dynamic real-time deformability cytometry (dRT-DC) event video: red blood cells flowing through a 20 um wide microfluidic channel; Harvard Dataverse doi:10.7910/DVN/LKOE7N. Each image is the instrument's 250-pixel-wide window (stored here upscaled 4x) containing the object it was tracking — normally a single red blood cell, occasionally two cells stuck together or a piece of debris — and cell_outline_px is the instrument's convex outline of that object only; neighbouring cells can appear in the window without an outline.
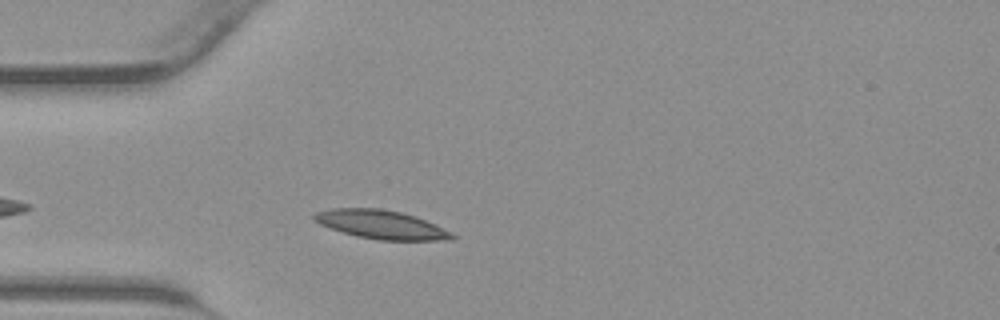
{"species": "common noctule bat (a hibernating species)", "species_latin": "Nyctalus noctula", "temperature_condition": "warm", "stored_images_in_passage": 33, "camera_frame_rate_fps": 3000, "um_per_image_px": 0.085, "animal": {"sex": "male", "body_mass_g": 23.1, "forearm_length_mm": 52.7}, "frame": {"image": 1, "passage_image": 4, "time_ms": 1.0, "image_size_px": [1000, 320], "cell_outline_px": [[456, 240], [380, 240], [356, 236], [320, 224], [312, 220], [312, 216], [316, 212], [332, 208], [380, 208], [400, 212], [416, 216], [436, 224], [452, 232], [456, 236]], "centroid_in_image_um": [32.44, 19.08], "position_along_channel_um": 52.6, "area_um2": 23.12}}
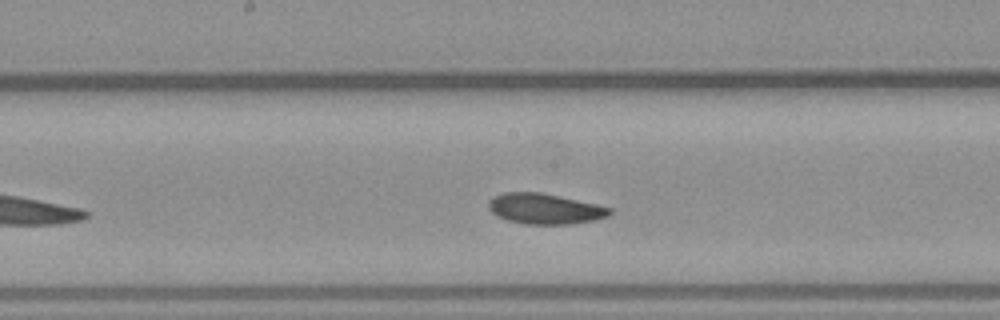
{"frame": {"image": 2, "passage_image": 14, "time_ms": 4.333, "image_size_px": [1000, 320], "cell_outline_px": [[612, 212], [608, 216], [592, 220], [568, 224], [524, 224], [508, 220], [492, 212], [488, 208], [488, 200], [504, 192], [540, 192], [560, 196], [596, 204], [612, 208]], "centroid_in_image_um": [46.31, 17.74], "position_along_channel_um": 201.9, "area_um2": 21.33}}
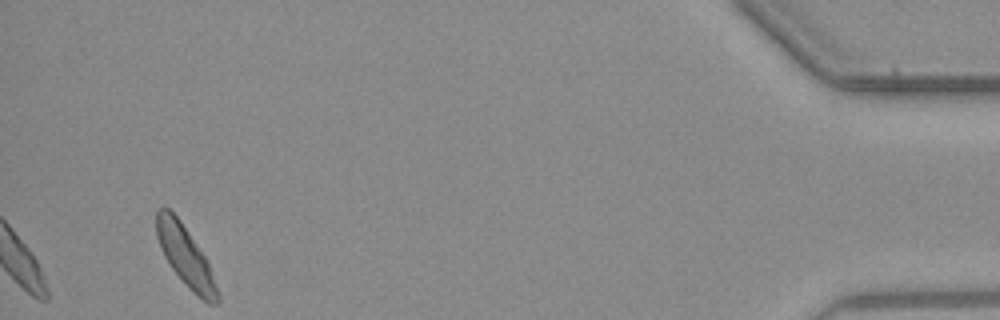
{"frame": {"image": 3, "passage_image": 33, "time_ms": 10.667, "image_size_px": [1000, 320], "cell_outline_px": [[220, 300], [216, 304], [208, 304], [188, 288], [172, 268], [164, 256], [160, 248], [156, 236], [156, 208], [164, 204], [180, 220], [204, 256], [208, 264], [220, 296]], "centroid_in_image_um": [15.72, 21.75], "position_along_channel_um": 419.5, "area_um2": 21.15}}